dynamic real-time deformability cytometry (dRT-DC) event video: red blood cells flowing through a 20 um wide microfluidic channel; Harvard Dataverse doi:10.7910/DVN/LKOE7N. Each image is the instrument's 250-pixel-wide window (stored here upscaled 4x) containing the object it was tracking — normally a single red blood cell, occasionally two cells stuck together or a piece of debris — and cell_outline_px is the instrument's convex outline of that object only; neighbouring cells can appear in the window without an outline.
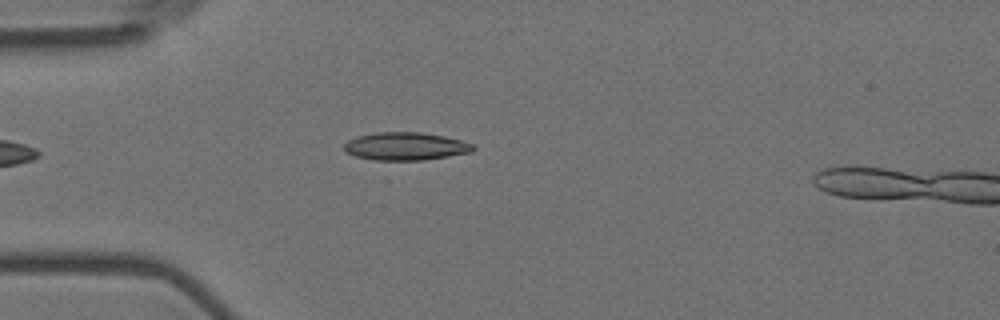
{"species": "Egyptian fruit bat (a non-hibernating species)", "species_latin": "Rousettus aegyptiacus", "temperature_condition": "room temperature", "stored_images_in_passage": 4, "camera_frame_rate_fps": 3000, "um_per_image_px": 0.085, "animal": {"sex": "female"}, "frame": {"image": 1, "passage_image": 4, "time_ms": 1.0, "image_size_px": [1000, 320], "cell_outline_px": [[476, 148], [472, 152], [424, 160], [372, 160], [356, 156], [344, 152], [344, 144], [348, 140], [356, 136], [376, 132], [420, 132], [444, 136], [460, 140], [472, 144]], "centroid_in_image_um": [34.44, 12.43], "position_along_channel_um": 50.6, "area_um2": 21.04}}